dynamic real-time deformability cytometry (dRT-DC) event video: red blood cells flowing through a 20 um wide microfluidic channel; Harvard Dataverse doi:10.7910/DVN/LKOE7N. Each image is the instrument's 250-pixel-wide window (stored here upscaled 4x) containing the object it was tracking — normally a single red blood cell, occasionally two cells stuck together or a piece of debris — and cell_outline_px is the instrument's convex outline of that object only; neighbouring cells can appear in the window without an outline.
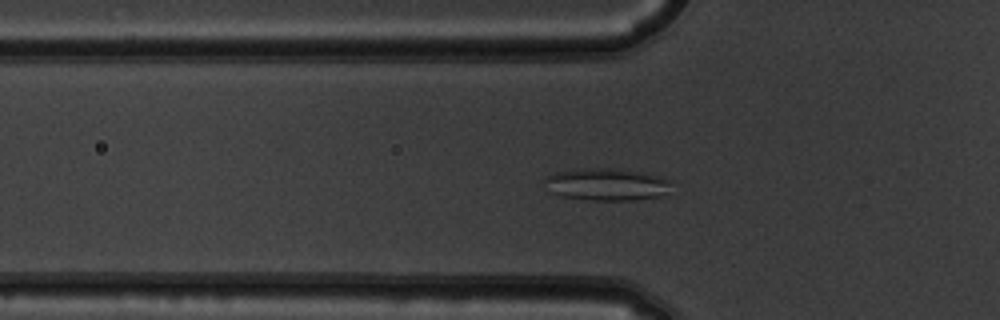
{"species": "common noctule bat (a hibernating species)", "species_latin": "Nyctalus noctula", "temperature_condition": "warm", "stored_images_in_passage": 54, "camera_frame_rate_fps": 3000, "um_per_image_px": 0.085, "animal": {"sex": "male", "body_mass_g": 19.5, "forearm_length_mm": 54.6}, "frame": {"image": 1, "passage_image": 18, "time_ms": 5.667, "image_size_px": [1000, 320], "cell_outline_px": [[672, 184], [660, 196], [636, 200], [588, 200], [560, 196], [548, 192], [544, 180], [544, 176], [556, 172], [584, 168], [608, 168], [640, 172], [672, 180]], "centroid_in_image_um": [51.49, 15.68], "position_along_channel_um": 74.3, "area_um2": 23.81}}
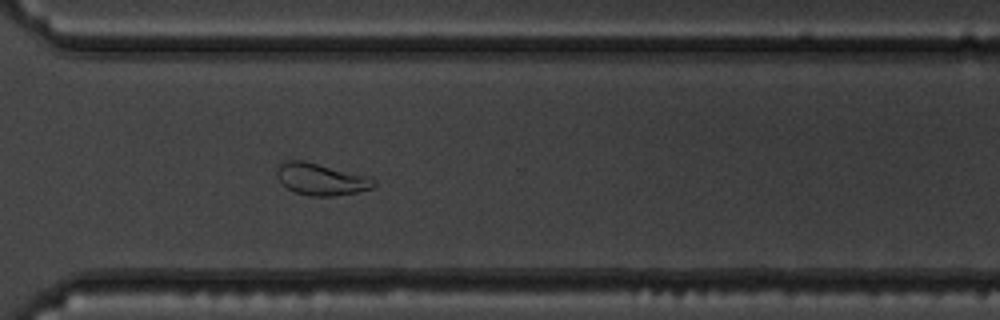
{"frame": {"image": 2, "passage_image": 39, "time_ms": 12.667, "image_size_px": [1000, 320], "cell_outline_px": [[376, 184], [372, 188], [356, 192], [332, 196], [308, 196], [296, 192], [280, 184], [276, 176], [276, 168], [284, 160], [304, 160], [372, 176], [376, 180]], "centroid_in_image_um": [27.29, 15.21], "position_along_channel_um": 343.3, "area_um2": 18.44}}
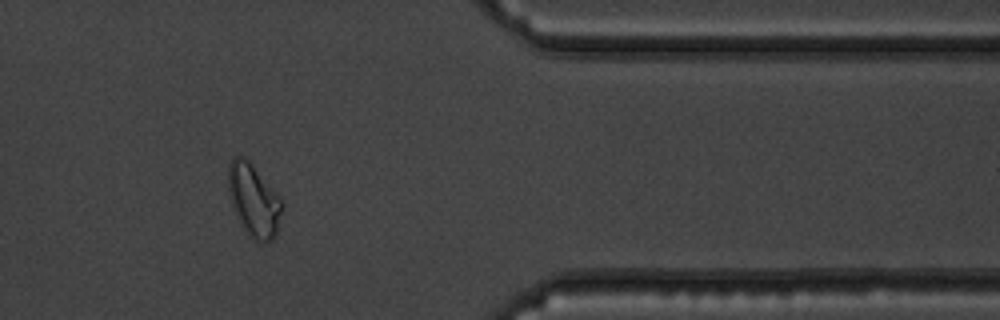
{"frame": {"image": 3, "passage_image": 44, "time_ms": 14.333, "image_size_px": [1000, 320], "cell_outline_px": [[284, 204], [276, 236], [268, 244], [256, 240], [240, 224], [236, 216], [232, 204], [228, 188], [228, 164], [232, 156], [244, 156], [252, 164], [276, 192]], "centroid_in_image_um": [21.58, 17.01], "position_along_channel_um": 389.8, "area_um2": 22.77}, "authors_computed_cell_mechanics": {"area_um2": 23.8136, "velocity_mm_per_s": 3.837, "shape_relaxation_time_tau1_ms": null, "shape_relaxation_time_tau2_ms": 1.7651, "deformation_change_tau1": null, "deformation_change_tau2": 0.0854}}